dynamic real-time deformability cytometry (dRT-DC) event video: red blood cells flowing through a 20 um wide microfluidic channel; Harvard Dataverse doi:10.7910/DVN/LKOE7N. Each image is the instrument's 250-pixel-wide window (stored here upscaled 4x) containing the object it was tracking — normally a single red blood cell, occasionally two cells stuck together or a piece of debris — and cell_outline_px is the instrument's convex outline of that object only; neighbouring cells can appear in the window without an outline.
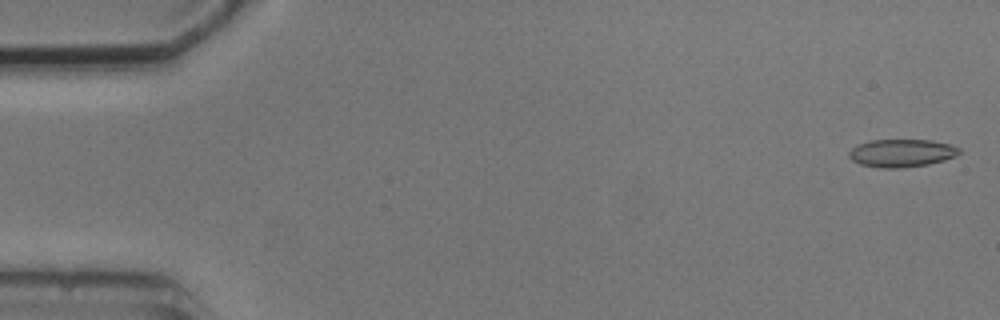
{"species": "common noctule bat (a hibernating species)", "species_latin": "Nyctalus noctula", "temperature_condition": "cold", "stored_images_in_passage": 5, "camera_frame_rate_fps": 3000, "um_per_image_px": 0.085, "animal": {"sex": "male", "body_mass_g": 20.5, "forearm_length_mm": 52.5}, "frame": {"image": 1, "passage_image": 1, "time_ms": 0.0, "image_size_px": [1000, 320], "cell_outline_px": [[960, 152], [956, 156], [944, 160], [928, 164], [904, 168], [880, 168], [860, 164], [852, 160], [848, 156], [848, 152], [856, 144], [868, 140], [932, 140], [948, 144], [960, 148]], "centroid_in_image_um": [76.6, 13.01], "position_along_channel_um": 8.4, "area_um2": 18.03}}
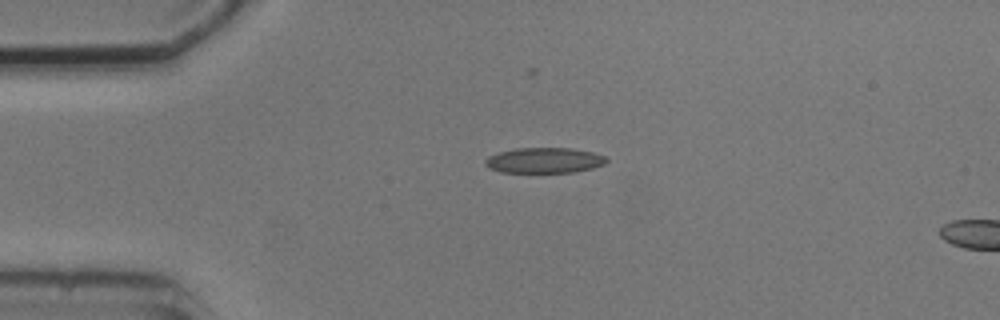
{"frame": {"image": 2, "passage_image": 4, "time_ms": 3.667, "image_size_px": [1000, 320], "cell_outline_px": [[608, 160], [604, 164], [592, 168], [572, 172], [500, 172], [488, 168], [484, 164], [484, 160], [488, 156], [500, 152], [516, 148], [572, 148], [592, 152], [604, 156]], "centroid_in_image_um": [46.23, 13.63], "position_along_channel_um": 38.8, "area_um2": 17.92}}